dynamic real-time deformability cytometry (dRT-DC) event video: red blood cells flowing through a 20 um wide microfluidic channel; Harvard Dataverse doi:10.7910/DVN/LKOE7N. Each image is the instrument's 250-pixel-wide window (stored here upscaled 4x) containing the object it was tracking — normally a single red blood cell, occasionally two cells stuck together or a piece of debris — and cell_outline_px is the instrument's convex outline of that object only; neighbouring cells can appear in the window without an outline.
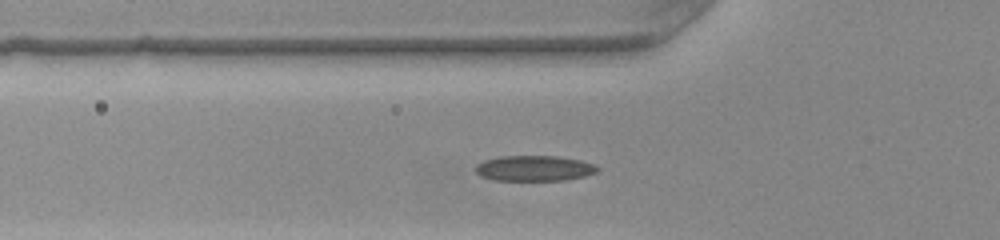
{"species": "common noctule bat (a hibernating species)", "species_latin": "Nyctalus noctula", "temperature_condition": "warm", "stored_images_in_passage": 33, "camera_frame_rate_fps": 3000, "um_per_image_px": 0.085, "animal": {"sex": "female", "body_mass_g": 22.0, "forearm_length_mm": 56.7}, "frame": {"image": 1, "passage_image": 9, "time_ms": 2.667, "image_size_px": [1000, 240], "cell_outline_px": [[600, 168], [596, 172], [584, 176], [568, 180], [496, 180], [480, 176], [472, 168], [476, 164], [484, 160], [500, 156], [556, 156], [580, 160], [592, 164]], "centroid_in_image_um": [45.36, 14.3], "position_along_channel_um": 80.4, "area_um2": 18.15}}
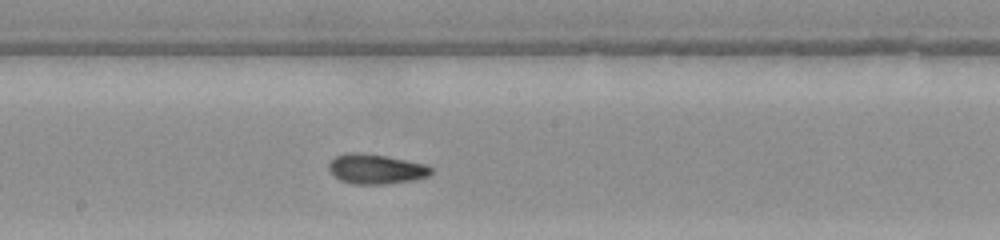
{"frame": {"image": 2, "passage_image": 19, "time_ms": 6.0, "image_size_px": [1000, 240], "cell_outline_px": [[432, 172], [428, 176], [416, 180], [388, 184], [352, 184], [340, 180], [332, 176], [328, 168], [328, 164], [336, 156], [344, 152], [360, 152], [384, 156], [424, 164], [432, 168]], "centroid_in_image_um": [31.91, 14.38], "position_along_channel_um": 216.3, "area_um2": 17.92}}
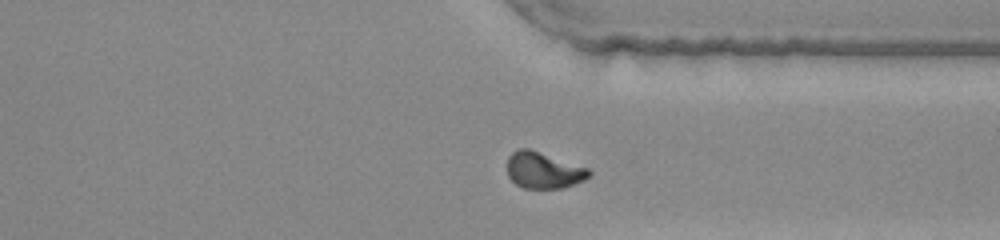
{"frame": {"image": 3, "passage_image": 30, "time_ms": 9.667, "image_size_px": [1000, 240], "cell_outline_px": [[592, 172], [584, 180], [564, 188], [524, 188], [516, 184], [508, 176], [508, 156], [512, 152], [520, 148], [528, 148], [588, 168]], "centroid_in_image_um": [46.19, 14.48], "position_along_channel_um": 365.2, "area_um2": 17.17}, "authors_computed_cell_mechanics": {"area_um2": 17.34, "velocity_mm_per_s": 4.0697, "shape_relaxation_time_tau1_ms": 5.7583, "shape_relaxation_time_tau2_ms": 2.1311, "deformation_change_tau1": 0.203, "deformation_change_tau2": 0.0725}}